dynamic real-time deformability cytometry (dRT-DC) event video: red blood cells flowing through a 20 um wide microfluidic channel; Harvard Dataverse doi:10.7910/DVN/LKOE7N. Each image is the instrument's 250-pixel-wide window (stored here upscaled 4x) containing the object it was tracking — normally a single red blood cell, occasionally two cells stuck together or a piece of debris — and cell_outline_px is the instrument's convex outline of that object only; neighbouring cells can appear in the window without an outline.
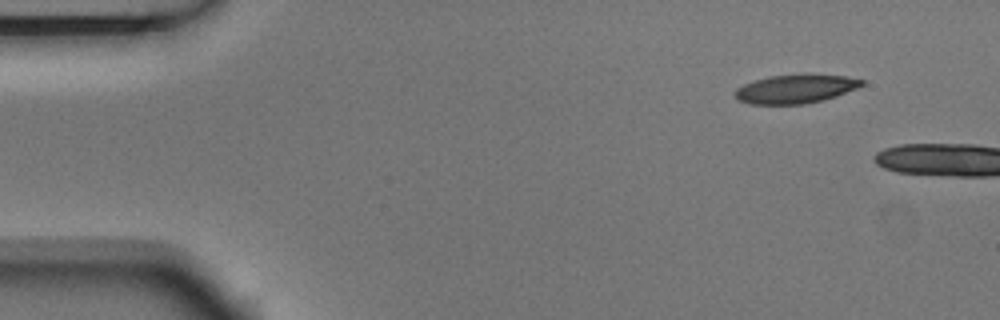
{"species": "Egyptian fruit bat (a non-hibernating species)", "species_latin": "Rousettus aegyptiacus", "temperature_condition": "room temperature", "stored_images_in_passage": 2, "camera_frame_rate_fps": 3000, "um_per_image_px": 0.085, "animal": {"sex": "male"}, "frame": {"image": 1, "passage_image": 1, "time_ms": 0.0, "image_size_px": [1000, 320], "cell_outline_px": [[864, 84], [856, 88], [836, 96], [824, 100], [804, 104], [748, 104], [736, 100], [732, 92], [736, 88], [744, 84], [756, 80], [772, 76], [804, 72], [844, 76], [864, 80]], "centroid_in_image_um": [67.59, 7.54], "position_along_channel_um": 17.4, "area_um2": 21.73}}